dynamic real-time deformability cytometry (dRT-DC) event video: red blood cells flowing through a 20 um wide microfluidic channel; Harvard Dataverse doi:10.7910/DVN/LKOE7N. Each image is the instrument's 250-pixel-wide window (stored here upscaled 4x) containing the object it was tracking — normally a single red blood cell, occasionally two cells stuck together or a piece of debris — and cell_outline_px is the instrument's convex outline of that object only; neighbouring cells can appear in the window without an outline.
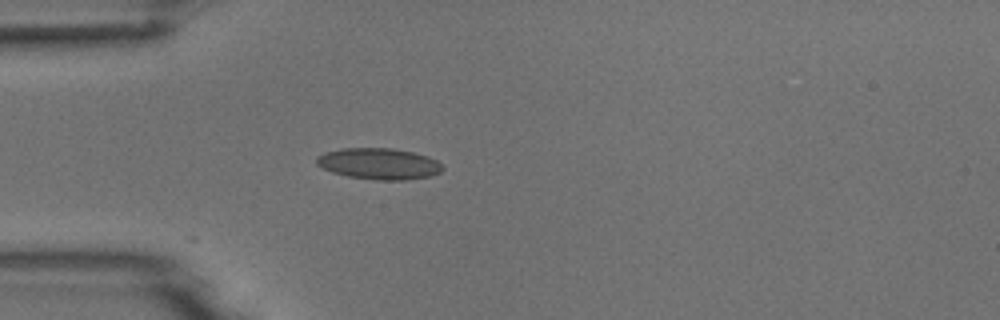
{"species": "common noctule bat (a hibernating species)", "species_latin": "Nyctalus noctula", "temperature_condition": "room temperature", "stored_images_in_passage": 39, "camera_frame_rate_fps": 3000, "um_per_image_px": 0.085, "animal": {"sex": "male", "body_mass_g": 18.8}, "frame": {"image": 1, "passage_image": 1, "time_ms": 0.0, "image_size_px": [1000, 320], "cell_outline_px": [[444, 168], [440, 172], [432, 176], [408, 180], [376, 180], [348, 176], [332, 172], [316, 164], [316, 156], [324, 152], [340, 148], [392, 148], [412, 152], [428, 156], [436, 160]], "centroid_in_image_um": [32.21, 13.92], "position_along_channel_um": 52.8, "area_um2": 23.06}}
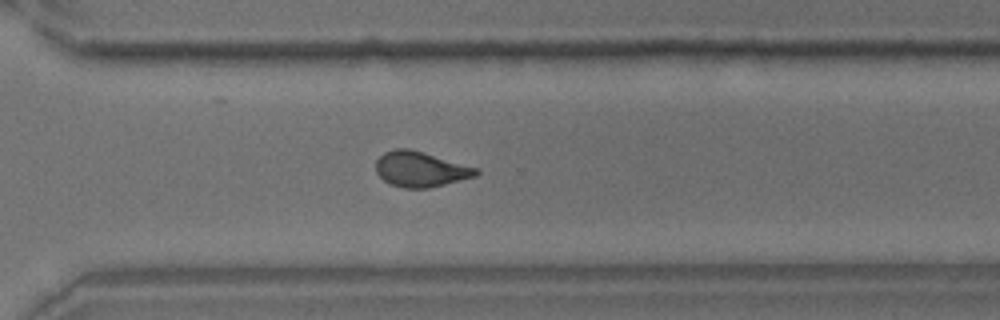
{"frame": {"image": 2, "passage_image": 24, "time_ms": 7.667, "image_size_px": [1000, 320], "cell_outline_px": [[480, 172], [476, 176], [428, 188], [404, 188], [392, 184], [384, 180], [376, 172], [376, 160], [384, 152], [396, 148], [408, 148], [476, 168]], "centroid_in_image_um": [35.7, 14.38], "position_along_channel_um": 334.9, "area_um2": 20.17}}
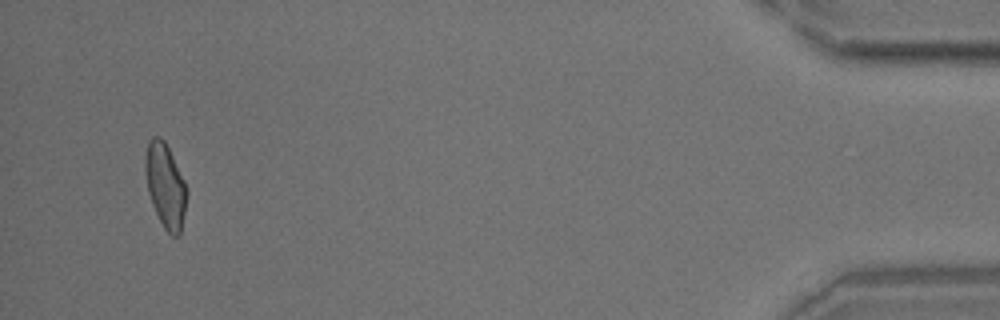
{"frame": {"image": 3, "passage_image": 37, "time_ms": 12.0, "image_size_px": [1000, 320], "cell_outline_px": [[188, 192], [180, 236], [172, 236], [164, 228], [152, 204], [148, 192], [144, 168], [144, 156], [148, 140], [152, 136], [160, 136], [164, 140], [188, 188]], "centroid_in_image_um": [14.05, 15.76], "position_along_channel_um": 421.2, "area_um2": 20.52}}